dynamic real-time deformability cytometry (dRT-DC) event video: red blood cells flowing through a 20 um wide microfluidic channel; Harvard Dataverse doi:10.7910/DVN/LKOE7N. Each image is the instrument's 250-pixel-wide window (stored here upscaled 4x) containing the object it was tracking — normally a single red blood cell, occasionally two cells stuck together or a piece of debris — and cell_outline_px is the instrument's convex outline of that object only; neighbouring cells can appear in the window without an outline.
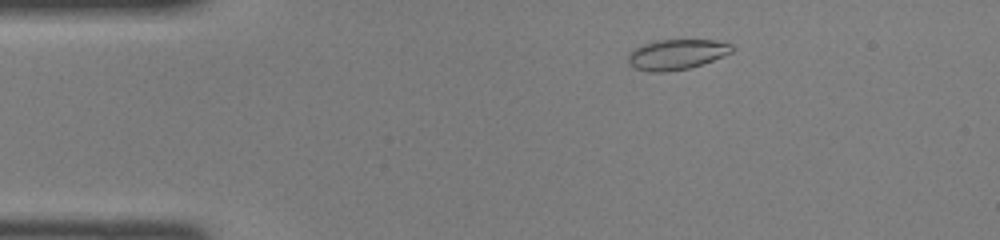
{"species": "common noctule bat (a hibernating species)", "species_latin": "Nyctalus noctula", "temperature_condition": "room temperature", "stored_images_in_passage": 43, "camera_frame_rate_fps": 3000, "um_per_image_px": 0.085, "animal": {"sex": "female", "body_mass_g": 22.0, "forearm_length_mm": 56.7}, "frame": {"image": 1, "passage_image": 5, "time_ms": 1.333, "image_size_px": [1000, 240], "cell_outline_px": [[736, 48], [732, 52], [724, 56], [688, 68], [664, 72], [648, 72], [632, 68], [628, 64], [628, 52], [632, 48], [656, 40], [716, 40], [732, 44]], "centroid_in_image_um": [57.48, 4.62], "position_along_channel_um": 27.5, "area_um2": 18.55}}
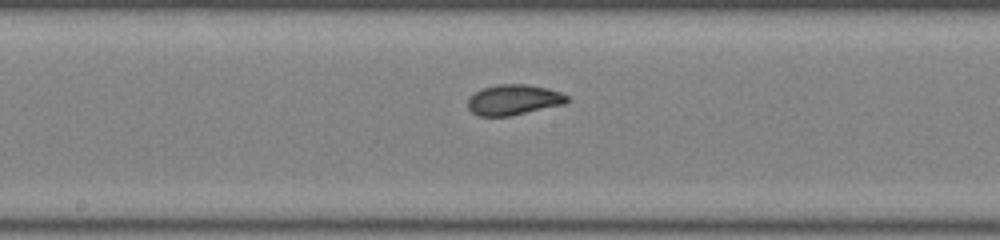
{"frame": {"image": 2, "passage_image": 21, "time_ms": 6.667, "image_size_px": [1000, 240], "cell_outline_px": [[568, 100], [564, 104], [508, 116], [480, 116], [472, 112], [468, 108], [468, 96], [484, 88], [496, 84], [528, 84], [548, 88], [560, 92], [568, 96]], "centroid_in_image_um": [43.64, 8.47], "position_along_channel_um": 204.6, "area_um2": 17.51}}
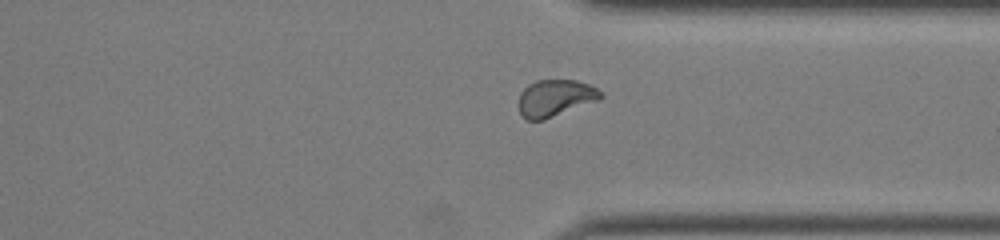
{"frame": {"image": 3, "passage_image": 32, "time_ms": 10.333, "image_size_px": [1000, 240], "cell_outline_px": [[604, 96], [600, 100], [544, 120], [528, 120], [520, 112], [520, 92], [528, 84], [536, 80], [576, 80], [588, 84], [604, 92]], "centroid_in_image_um": [47.24, 8.32], "position_along_channel_um": 364.2, "area_um2": 17.69}}